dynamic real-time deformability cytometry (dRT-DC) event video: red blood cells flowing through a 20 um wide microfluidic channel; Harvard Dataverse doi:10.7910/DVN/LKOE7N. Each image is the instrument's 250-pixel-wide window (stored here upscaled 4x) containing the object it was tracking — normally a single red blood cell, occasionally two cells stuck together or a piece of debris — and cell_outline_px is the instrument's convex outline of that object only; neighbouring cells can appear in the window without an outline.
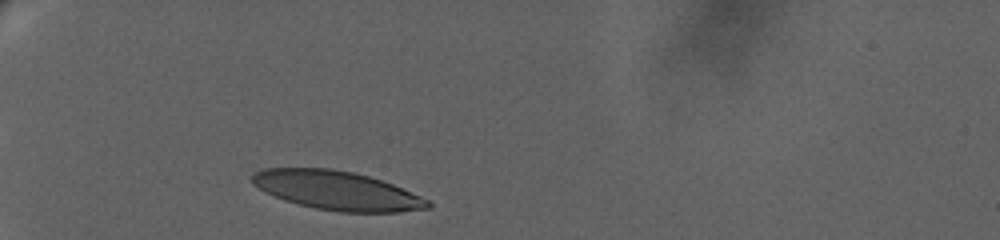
{"species": "human", "species_latin": "Homo sapiens", "temperature_condition": "warm", "stored_images_in_passage": 41, "camera_frame_rate_fps": 3000, "um_per_image_px": 0.085, "donor": {"sex": "female"}, "frame": {"image": 1, "passage_image": 1, "time_ms": 0.0, "image_size_px": [1000, 240], "cell_outline_px": [[432, 208], [400, 212], [340, 212], [316, 208], [284, 200], [264, 192], [252, 184], [252, 176], [256, 172], [264, 168], [332, 168], [352, 172], [368, 176], [392, 184], [432, 200]], "centroid_in_image_um": [28.68, 16.2], "position_along_channel_um": 56.3, "area_um2": 39.88}}
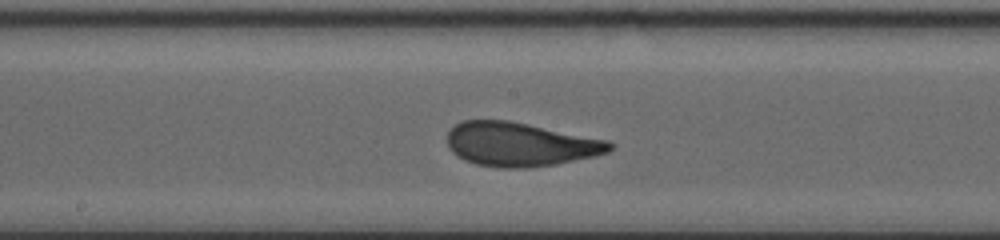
{"frame": {"image": 2, "passage_image": 22, "time_ms": 6.0, "image_size_px": [1000, 240], "cell_outline_px": [[616, 148], [608, 152], [596, 156], [556, 164], [528, 168], [496, 168], [476, 164], [464, 160], [456, 156], [448, 148], [448, 132], [460, 120], [508, 120], [608, 140], [616, 144]], "centroid_in_image_um": [44.23, 12.28], "position_along_channel_um": 204.0, "area_um2": 41.96}}
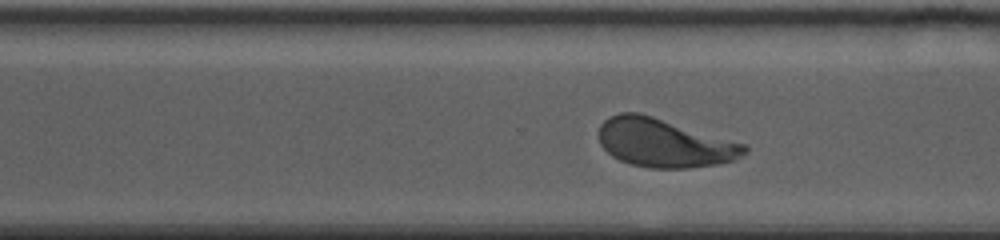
{"frame": {"image": 3, "passage_image": 40, "time_ms": 9.667, "image_size_px": [1000, 240], "cell_outline_px": [[748, 148], [740, 156], [732, 160], [720, 164], [688, 168], [648, 168], [632, 164], [620, 160], [612, 156], [600, 144], [600, 124], [608, 116], [620, 112], [640, 112], [744, 144]], "centroid_in_image_um": [56.41, 12.14], "position_along_channel_um": 314.2, "area_um2": 40.86}}